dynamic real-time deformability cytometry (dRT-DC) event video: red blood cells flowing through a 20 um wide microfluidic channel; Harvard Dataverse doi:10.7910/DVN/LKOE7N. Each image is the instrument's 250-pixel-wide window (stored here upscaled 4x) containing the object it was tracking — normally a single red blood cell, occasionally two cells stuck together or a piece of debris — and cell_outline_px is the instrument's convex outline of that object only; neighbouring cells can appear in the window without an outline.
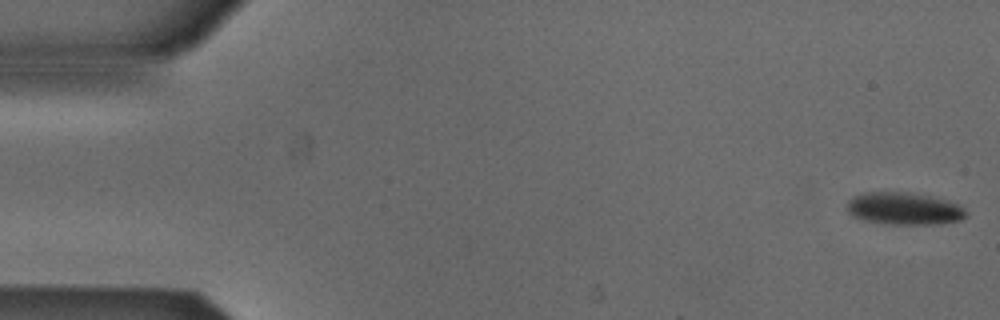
{"species": "Egyptian fruit bat (a non-hibernating species)", "species_latin": "Rousettus aegyptiacus", "temperature_condition": "cold", "stored_images_in_passage": 6, "camera_frame_rate_fps": 3000, "um_per_image_px": 0.085, "animal": {"sex": "male"}, "frame": {"image": 1, "passage_image": 1, "time_ms": 0.0, "image_size_px": [1000, 320], "cell_outline_px": [[968, 216], [960, 220], [940, 224], [892, 224], [868, 220], [852, 216], [848, 212], [848, 200], [852, 196], [864, 192], [908, 192], [928, 196], [944, 200], [956, 204], [964, 208], [968, 212]], "centroid_in_image_um": [76.86, 17.73], "position_along_channel_um": 8.1, "area_um2": 22.25}}